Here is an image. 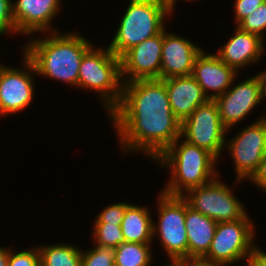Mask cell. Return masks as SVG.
Returning a JSON list of instances; mask_svg holds the SVG:
<instances>
[{
  "instance_id": "3957f363",
  "label": "cell",
  "mask_w": 266,
  "mask_h": 266,
  "mask_svg": "<svg viewBox=\"0 0 266 266\" xmlns=\"http://www.w3.org/2000/svg\"><path fill=\"white\" fill-rule=\"evenodd\" d=\"M176 139L155 161L171 171V180L161 191L171 196H181L184 191L219 177L215 169L217 158L206 149ZM218 175V176H217Z\"/></svg>"
},
{
  "instance_id": "d590c367",
  "label": "cell",
  "mask_w": 266,
  "mask_h": 266,
  "mask_svg": "<svg viewBox=\"0 0 266 266\" xmlns=\"http://www.w3.org/2000/svg\"><path fill=\"white\" fill-rule=\"evenodd\" d=\"M172 9H174V0H164Z\"/></svg>"
},
{
  "instance_id": "ac0fdd59",
  "label": "cell",
  "mask_w": 266,
  "mask_h": 266,
  "mask_svg": "<svg viewBox=\"0 0 266 266\" xmlns=\"http://www.w3.org/2000/svg\"><path fill=\"white\" fill-rule=\"evenodd\" d=\"M166 85L168 99L174 115L182 122L209 98L192 75L162 80Z\"/></svg>"
},
{
  "instance_id": "ba28073f",
  "label": "cell",
  "mask_w": 266,
  "mask_h": 266,
  "mask_svg": "<svg viewBox=\"0 0 266 266\" xmlns=\"http://www.w3.org/2000/svg\"><path fill=\"white\" fill-rule=\"evenodd\" d=\"M184 193L187 194L181 197L191 209L217 223L240 220L247 214L244 205L233 195L232 189L217 177Z\"/></svg>"
},
{
  "instance_id": "d6a6232c",
  "label": "cell",
  "mask_w": 266,
  "mask_h": 266,
  "mask_svg": "<svg viewBox=\"0 0 266 266\" xmlns=\"http://www.w3.org/2000/svg\"><path fill=\"white\" fill-rule=\"evenodd\" d=\"M245 266H266L256 255Z\"/></svg>"
},
{
  "instance_id": "484cf974",
  "label": "cell",
  "mask_w": 266,
  "mask_h": 266,
  "mask_svg": "<svg viewBox=\"0 0 266 266\" xmlns=\"http://www.w3.org/2000/svg\"><path fill=\"white\" fill-rule=\"evenodd\" d=\"M129 203L118 202L116 204H111L106 206L102 212L96 216L94 223H108L121 225L124 218L126 208L129 206Z\"/></svg>"
},
{
  "instance_id": "836d02e7",
  "label": "cell",
  "mask_w": 266,
  "mask_h": 266,
  "mask_svg": "<svg viewBox=\"0 0 266 266\" xmlns=\"http://www.w3.org/2000/svg\"><path fill=\"white\" fill-rule=\"evenodd\" d=\"M256 256L266 265V253L258 247H256Z\"/></svg>"
},
{
  "instance_id": "4316f807",
  "label": "cell",
  "mask_w": 266,
  "mask_h": 266,
  "mask_svg": "<svg viewBox=\"0 0 266 266\" xmlns=\"http://www.w3.org/2000/svg\"><path fill=\"white\" fill-rule=\"evenodd\" d=\"M9 251L7 266H40V254L38 247L32 250L15 252Z\"/></svg>"
},
{
  "instance_id": "d6986e66",
  "label": "cell",
  "mask_w": 266,
  "mask_h": 266,
  "mask_svg": "<svg viewBox=\"0 0 266 266\" xmlns=\"http://www.w3.org/2000/svg\"><path fill=\"white\" fill-rule=\"evenodd\" d=\"M217 222L191 209L185 201L188 258H202L209 250Z\"/></svg>"
},
{
  "instance_id": "4dcf8cb0",
  "label": "cell",
  "mask_w": 266,
  "mask_h": 266,
  "mask_svg": "<svg viewBox=\"0 0 266 266\" xmlns=\"http://www.w3.org/2000/svg\"><path fill=\"white\" fill-rule=\"evenodd\" d=\"M164 266H221V265L211 263L202 258H186L175 261L172 264H166Z\"/></svg>"
},
{
  "instance_id": "f1b7e54d",
  "label": "cell",
  "mask_w": 266,
  "mask_h": 266,
  "mask_svg": "<svg viewBox=\"0 0 266 266\" xmlns=\"http://www.w3.org/2000/svg\"><path fill=\"white\" fill-rule=\"evenodd\" d=\"M266 0H236L234 4L235 9V21L238 25L248 15L252 14L261 4Z\"/></svg>"
},
{
  "instance_id": "7a4b0ae2",
  "label": "cell",
  "mask_w": 266,
  "mask_h": 266,
  "mask_svg": "<svg viewBox=\"0 0 266 266\" xmlns=\"http://www.w3.org/2000/svg\"><path fill=\"white\" fill-rule=\"evenodd\" d=\"M49 31L51 36L32 39L22 52L33 63L37 75L77 87L82 58L94 45L76 32L60 35L58 30Z\"/></svg>"
},
{
  "instance_id": "5b68a950",
  "label": "cell",
  "mask_w": 266,
  "mask_h": 266,
  "mask_svg": "<svg viewBox=\"0 0 266 266\" xmlns=\"http://www.w3.org/2000/svg\"><path fill=\"white\" fill-rule=\"evenodd\" d=\"M100 94L107 113H111L122 98L123 81L121 78L120 58L107 47L91 48L82 58L79 67L78 85Z\"/></svg>"
},
{
  "instance_id": "ffe728a7",
  "label": "cell",
  "mask_w": 266,
  "mask_h": 266,
  "mask_svg": "<svg viewBox=\"0 0 266 266\" xmlns=\"http://www.w3.org/2000/svg\"><path fill=\"white\" fill-rule=\"evenodd\" d=\"M152 223L148 208L130 203L121 223L122 234L126 242L152 243Z\"/></svg>"
},
{
  "instance_id": "83f0119b",
  "label": "cell",
  "mask_w": 266,
  "mask_h": 266,
  "mask_svg": "<svg viewBox=\"0 0 266 266\" xmlns=\"http://www.w3.org/2000/svg\"><path fill=\"white\" fill-rule=\"evenodd\" d=\"M11 31L17 33L13 21V1L0 0V36Z\"/></svg>"
},
{
  "instance_id": "8d00e7d4",
  "label": "cell",
  "mask_w": 266,
  "mask_h": 266,
  "mask_svg": "<svg viewBox=\"0 0 266 266\" xmlns=\"http://www.w3.org/2000/svg\"><path fill=\"white\" fill-rule=\"evenodd\" d=\"M259 188L266 190V185H261Z\"/></svg>"
},
{
  "instance_id": "7c38bea8",
  "label": "cell",
  "mask_w": 266,
  "mask_h": 266,
  "mask_svg": "<svg viewBox=\"0 0 266 266\" xmlns=\"http://www.w3.org/2000/svg\"><path fill=\"white\" fill-rule=\"evenodd\" d=\"M26 68H11L0 64V115L20 112L30 106L34 95L33 76L36 74L33 63L24 55ZM28 72H27V71ZM35 73V74H33Z\"/></svg>"
},
{
  "instance_id": "f546056e",
  "label": "cell",
  "mask_w": 266,
  "mask_h": 266,
  "mask_svg": "<svg viewBox=\"0 0 266 266\" xmlns=\"http://www.w3.org/2000/svg\"><path fill=\"white\" fill-rule=\"evenodd\" d=\"M250 181L256 184L257 187L266 185V153L264 154L257 171L249 179V182Z\"/></svg>"
},
{
  "instance_id": "44dd1931",
  "label": "cell",
  "mask_w": 266,
  "mask_h": 266,
  "mask_svg": "<svg viewBox=\"0 0 266 266\" xmlns=\"http://www.w3.org/2000/svg\"><path fill=\"white\" fill-rule=\"evenodd\" d=\"M40 266H81L82 250L73 244L38 247Z\"/></svg>"
},
{
  "instance_id": "e575fe53",
  "label": "cell",
  "mask_w": 266,
  "mask_h": 266,
  "mask_svg": "<svg viewBox=\"0 0 266 266\" xmlns=\"http://www.w3.org/2000/svg\"><path fill=\"white\" fill-rule=\"evenodd\" d=\"M264 81V94H265V98H266V70L263 72H260Z\"/></svg>"
},
{
  "instance_id": "277c9868",
  "label": "cell",
  "mask_w": 266,
  "mask_h": 266,
  "mask_svg": "<svg viewBox=\"0 0 266 266\" xmlns=\"http://www.w3.org/2000/svg\"><path fill=\"white\" fill-rule=\"evenodd\" d=\"M173 9L164 0H130L109 46L112 53L121 57L126 51L159 34L164 20Z\"/></svg>"
},
{
  "instance_id": "7402d4cb",
  "label": "cell",
  "mask_w": 266,
  "mask_h": 266,
  "mask_svg": "<svg viewBox=\"0 0 266 266\" xmlns=\"http://www.w3.org/2000/svg\"><path fill=\"white\" fill-rule=\"evenodd\" d=\"M151 243L125 242L114 248L115 266H150Z\"/></svg>"
},
{
  "instance_id": "e0dca14e",
  "label": "cell",
  "mask_w": 266,
  "mask_h": 266,
  "mask_svg": "<svg viewBox=\"0 0 266 266\" xmlns=\"http://www.w3.org/2000/svg\"><path fill=\"white\" fill-rule=\"evenodd\" d=\"M234 36L215 53L225 64L236 72L249 64L260 60L265 52L264 41L255 34L241 30L238 26Z\"/></svg>"
},
{
  "instance_id": "1f68e13d",
  "label": "cell",
  "mask_w": 266,
  "mask_h": 266,
  "mask_svg": "<svg viewBox=\"0 0 266 266\" xmlns=\"http://www.w3.org/2000/svg\"><path fill=\"white\" fill-rule=\"evenodd\" d=\"M10 249L0 247V266H7L8 265V257H9Z\"/></svg>"
},
{
  "instance_id": "d4e9b609",
  "label": "cell",
  "mask_w": 266,
  "mask_h": 266,
  "mask_svg": "<svg viewBox=\"0 0 266 266\" xmlns=\"http://www.w3.org/2000/svg\"><path fill=\"white\" fill-rule=\"evenodd\" d=\"M241 30L255 34L264 39L263 32L266 29V1L252 14L248 15L238 25Z\"/></svg>"
},
{
  "instance_id": "cb8c5ba5",
  "label": "cell",
  "mask_w": 266,
  "mask_h": 266,
  "mask_svg": "<svg viewBox=\"0 0 266 266\" xmlns=\"http://www.w3.org/2000/svg\"><path fill=\"white\" fill-rule=\"evenodd\" d=\"M81 266H115L114 248L95 245L82 251Z\"/></svg>"
},
{
  "instance_id": "8992f818",
  "label": "cell",
  "mask_w": 266,
  "mask_h": 266,
  "mask_svg": "<svg viewBox=\"0 0 266 266\" xmlns=\"http://www.w3.org/2000/svg\"><path fill=\"white\" fill-rule=\"evenodd\" d=\"M251 218L246 214L233 222H220L208 252L202 259L221 266L231 265L244 260L246 263L256 255L254 244L255 229Z\"/></svg>"
},
{
  "instance_id": "5bb4252c",
  "label": "cell",
  "mask_w": 266,
  "mask_h": 266,
  "mask_svg": "<svg viewBox=\"0 0 266 266\" xmlns=\"http://www.w3.org/2000/svg\"><path fill=\"white\" fill-rule=\"evenodd\" d=\"M163 29L160 80L191 75L197 56L203 50L189 39Z\"/></svg>"
},
{
  "instance_id": "9c48e42d",
  "label": "cell",
  "mask_w": 266,
  "mask_h": 266,
  "mask_svg": "<svg viewBox=\"0 0 266 266\" xmlns=\"http://www.w3.org/2000/svg\"><path fill=\"white\" fill-rule=\"evenodd\" d=\"M226 133L216 102L212 99L198 106L181 122V138L184 136L185 141L206 149L217 159L225 147Z\"/></svg>"
},
{
  "instance_id": "9a60e30c",
  "label": "cell",
  "mask_w": 266,
  "mask_h": 266,
  "mask_svg": "<svg viewBox=\"0 0 266 266\" xmlns=\"http://www.w3.org/2000/svg\"><path fill=\"white\" fill-rule=\"evenodd\" d=\"M205 51L197 56L192 76L202 87L209 99H216L225 93L231 85L234 86L236 74L233 68L225 64L216 54H205ZM212 94L208 93V91Z\"/></svg>"
},
{
  "instance_id": "30bf717a",
  "label": "cell",
  "mask_w": 266,
  "mask_h": 266,
  "mask_svg": "<svg viewBox=\"0 0 266 266\" xmlns=\"http://www.w3.org/2000/svg\"><path fill=\"white\" fill-rule=\"evenodd\" d=\"M225 147L233 158L236 182L250 179L266 153V115L244 127L230 141L226 139Z\"/></svg>"
},
{
  "instance_id": "8fae6325",
  "label": "cell",
  "mask_w": 266,
  "mask_h": 266,
  "mask_svg": "<svg viewBox=\"0 0 266 266\" xmlns=\"http://www.w3.org/2000/svg\"><path fill=\"white\" fill-rule=\"evenodd\" d=\"M265 98L261 73L236 84L215 100L222 124L229 132L232 126L247 118L252 109Z\"/></svg>"
},
{
  "instance_id": "4fadbf2b",
  "label": "cell",
  "mask_w": 266,
  "mask_h": 266,
  "mask_svg": "<svg viewBox=\"0 0 266 266\" xmlns=\"http://www.w3.org/2000/svg\"><path fill=\"white\" fill-rule=\"evenodd\" d=\"M162 46L163 30L126 51L120 57L123 83L160 79Z\"/></svg>"
},
{
  "instance_id": "603a6c76",
  "label": "cell",
  "mask_w": 266,
  "mask_h": 266,
  "mask_svg": "<svg viewBox=\"0 0 266 266\" xmlns=\"http://www.w3.org/2000/svg\"><path fill=\"white\" fill-rule=\"evenodd\" d=\"M93 235L95 244L102 247L116 248L126 242L121 225L94 223Z\"/></svg>"
},
{
  "instance_id": "6da1fadb",
  "label": "cell",
  "mask_w": 266,
  "mask_h": 266,
  "mask_svg": "<svg viewBox=\"0 0 266 266\" xmlns=\"http://www.w3.org/2000/svg\"><path fill=\"white\" fill-rule=\"evenodd\" d=\"M109 117L126 153L141 151L154 161L181 137V121L160 79L123 83L121 101Z\"/></svg>"
},
{
  "instance_id": "2e32d148",
  "label": "cell",
  "mask_w": 266,
  "mask_h": 266,
  "mask_svg": "<svg viewBox=\"0 0 266 266\" xmlns=\"http://www.w3.org/2000/svg\"><path fill=\"white\" fill-rule=\"evenodd\" d=\"M60 9V0H17L13 2V21L17 34L47 32ZM46 30V31H45Z\"/></svg>"
},
{
  "instance_id": "52a82bcc",
  "label": "cell",
  "mask_w": 266,
  "mask_h": 266,
  "mask_svg": "<svg viewBox=\"0 0 266 266\" xmlns=\"http://www.w3.org/2000/svg\"><path fill=\"white\" fill-rule=\"evenodd\" d=\"M158 197V223H152L153 236L158 234L160 243L170 263L188 258V238L185 227V200L163 192Z\"/></svg>"
}]
</instances>
